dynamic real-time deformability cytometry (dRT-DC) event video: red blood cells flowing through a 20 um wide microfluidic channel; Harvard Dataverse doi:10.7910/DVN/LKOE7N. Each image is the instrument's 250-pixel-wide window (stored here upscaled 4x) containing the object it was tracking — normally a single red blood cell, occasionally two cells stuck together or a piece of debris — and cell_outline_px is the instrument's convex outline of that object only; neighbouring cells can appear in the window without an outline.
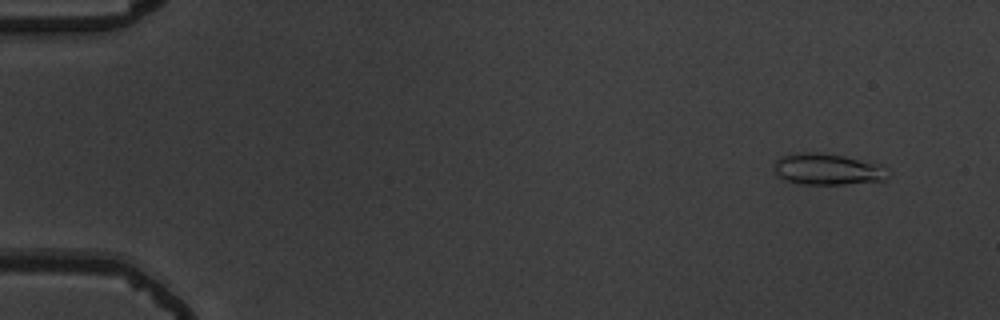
{"species": "common noctule bat (a hibernating species)", "species_latin": "Nyctalus noctula", "temperature_condition": "warm", "stored_images_in_passage": 54, "camera_frame_rate_fps": 3000, "um_per_image_px": 0.085, "animal": {"sex": "male", "body_mass_g": 19.5, "forearm_length_mm": 54.6}, "frame": {"image": 1, "passage_image": 4, "time_ms": 1.0, "image_size_px": [1000, 320], "cell_outline_px": [[892, 172], [888, 180], [844, 184], [800, 184], [784, 180], [776, 176], [772, 164], [780, 156], [800, 152], [820, 152], [844, 156], [880, 164]], "centroid_in_image_um": [70.34, 14.39], "position_along_channel_um": 14.7, "area_um2": 21.33}}
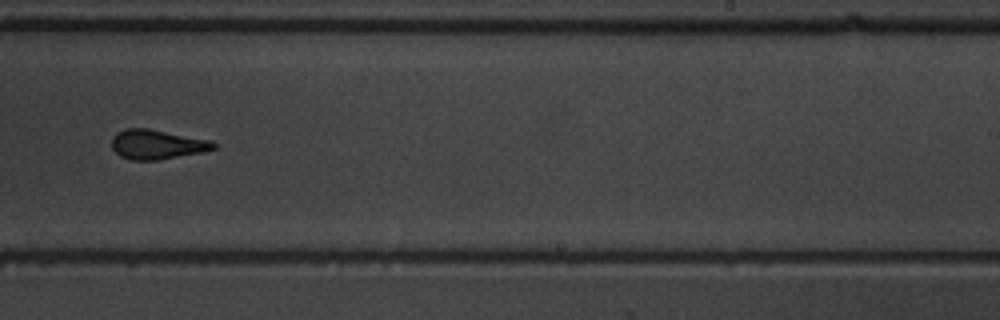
{"frame": {"image": 2, "passage_image": 35, "time_ms": 11.333, "image_size_px": [1000, 320], "cell_outline_px": [[216, 148], [204, 152], [156, 160], [132, 160], [120, 156], [112, 148], [112, 136], [116, 132], [124, 128], [148, 128], [208, 140], [216, 144]], "centroid_in_image_um": [13.3, 12.27], "position_along_channel_um": 275.7, "area_um2": 17.46}}
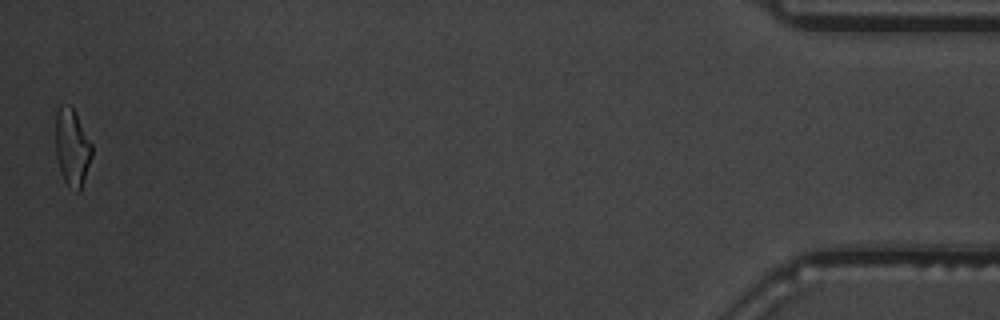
{"frame": {"image": 3, "passage_image": 54, "time_ms": 17.667, "image_size_px": [1000, 320], "cell_outline_px": [[92, 156], [80, 192], [76, 192], [64, 180], [60, 172], [56, 156], [56, 112], [60, 104], [68, 104], [76, 112], [92, 144]], "centroid_in_image_um": [6.13, 12.51], "position_along_channel_um": 429.1, "area_um2": 16.42}, "authors_computed_cell_mechanics": {"area_um2": 17.8313, "velocity_mm_per_s": 3.7732, "shape_relaxation_time_tau1_ms": 7.3393, "shape_relaxation_time_tau2_ms": 1.424, "deformation_change_tau1": 0.2031, "deformation_change_tau2": 0.0923}}